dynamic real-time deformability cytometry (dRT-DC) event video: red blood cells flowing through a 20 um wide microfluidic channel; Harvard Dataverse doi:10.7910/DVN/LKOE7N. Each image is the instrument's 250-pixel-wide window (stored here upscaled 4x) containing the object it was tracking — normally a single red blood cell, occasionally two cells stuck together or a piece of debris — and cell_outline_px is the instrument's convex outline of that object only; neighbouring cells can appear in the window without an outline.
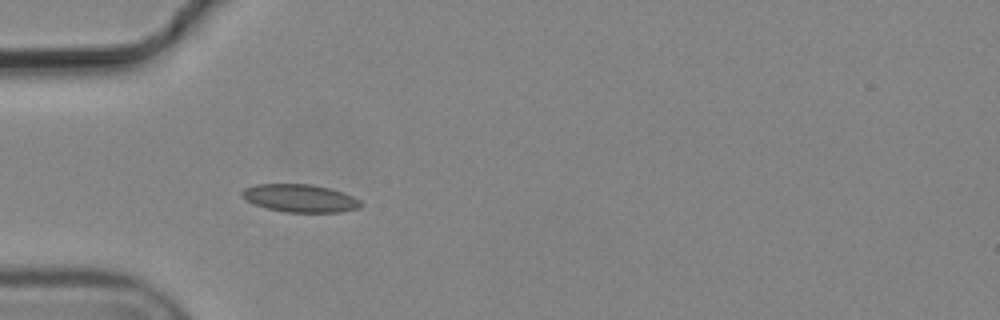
{"species": "common noctule bat (a hibernating species)", "species_latin": "Nyctalus noctula", "temperature_condition": "cold", "stored_images_in_passage": 4, "camera_frame_rate_fps": 3000, "um_per_image_px": 0.085, "animal": {"sex": "male", "body_mass_g": 19.2, "forearm_length_mm": 51.8}, "frame": {"image": 1, "passage_image": 4, "time_ms": 1.0, "image_size_px": [1000, 320], "cell_outline_px": [[364, 204], [360, 208], [340, 212], [284, 212], [268, 208], [256, 204], [240, 196], [240, 192], [244, 188], [256, 184], [312, 184], [328, 188], [352, 196], [360, 200]], "centroid_in_image_um": [25.51, 16.85], "position_along_channel_um": 59.5, "area_um2": 19.19}}